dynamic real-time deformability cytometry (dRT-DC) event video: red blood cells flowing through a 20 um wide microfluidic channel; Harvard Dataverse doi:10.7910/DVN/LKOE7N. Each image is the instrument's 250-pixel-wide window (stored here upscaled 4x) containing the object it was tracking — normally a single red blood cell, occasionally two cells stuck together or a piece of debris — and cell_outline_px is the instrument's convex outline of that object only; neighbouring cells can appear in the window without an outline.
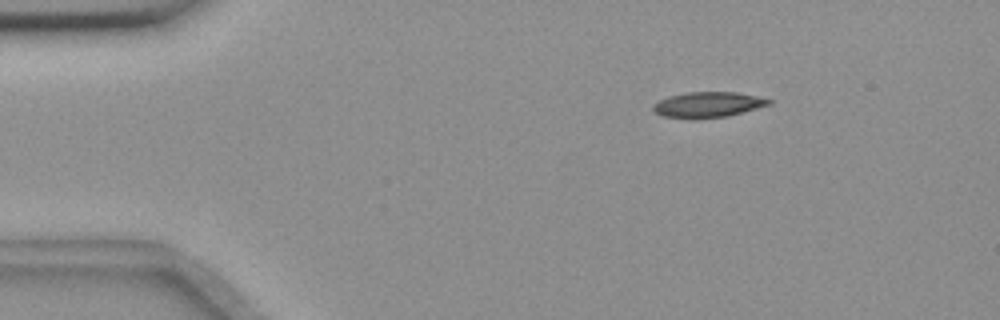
{"species": "common noctule bat (a hibernating species)", "species_latin": "Nyctalus noctula", "temperature_condition": "room temperature", "stored_images_in_passage": 5, "camera_frame_rate_fps": 3000, "um_per_image_px": 0.085, "animal": {"sex": "female", "body_mass_g": 18.4}, "frame": {"image": 1, "passage_image": 3, "time_ms": 2.333, "image_size_px": [1000, 320], "cell_outline_px": [[772, 104], [728, 116], [696, 120], [688, 120], [664, 116], [656, 112], [652, 108], [652, 104], [668, 96], [688, 92], [736, 92], [756, 96], [772, 100]], "centroid_in_image_um": [60.15, 8.92], "position_along_channel_um": 24.8, "area_um2": 17.46}}